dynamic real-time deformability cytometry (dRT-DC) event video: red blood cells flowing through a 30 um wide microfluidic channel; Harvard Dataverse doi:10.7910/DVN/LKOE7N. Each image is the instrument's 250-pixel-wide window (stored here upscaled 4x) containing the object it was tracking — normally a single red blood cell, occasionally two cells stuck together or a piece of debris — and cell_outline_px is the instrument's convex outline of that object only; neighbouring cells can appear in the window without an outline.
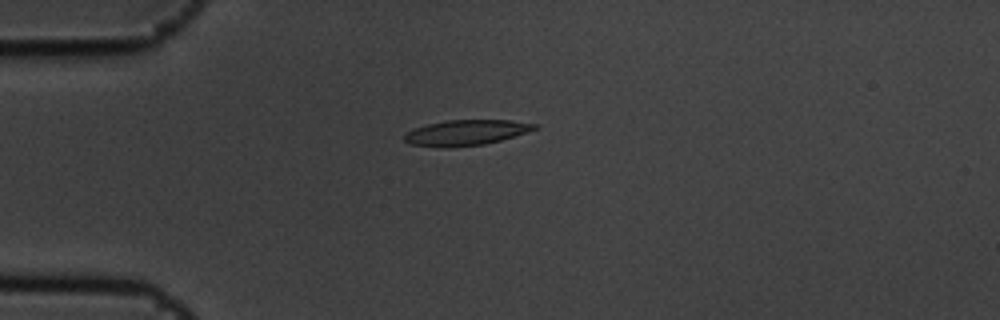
{"species": "common noctule bat (a hibernating species)", "species_latin": "Nyctalus noctula", "temperature_condition": "cold", "stored_images_in_passage": 15, "camera_frame_rate_fps": 3000, "um_per_image_px": 0.085, "animal": {"sex": "male", "body_mass_g": 19.5, "forearm_length_mm": 54.6}, "frame": {"image": 1, "passage_image": 4, "time_ms": 1.0, "image_size_px": [1000, 320], "cell_outline_px": [[540, 124], [536, 128], [500, 140], [484, 144], [448, 148], [408, 144], [404, 140], [404, 136], [408, 132], [416, 128], [428, 124], [444, 120], [512, 120]], "centroid_in_image_um": [39.59, 11.27], "position_along_channel_um": 45.4, "area_um2": 19.13}}
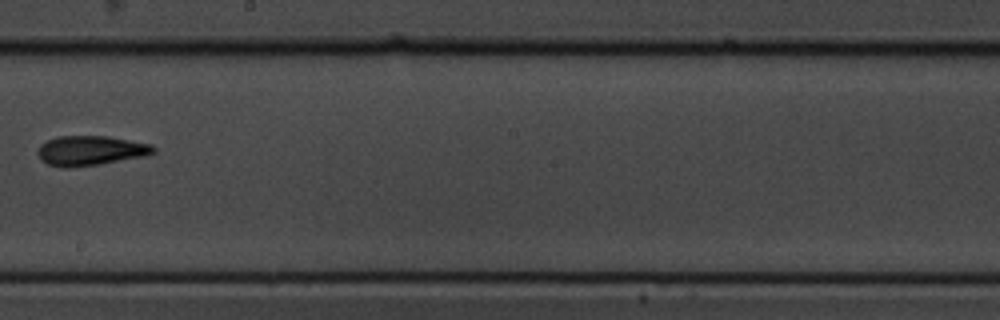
{"frame": {"image": 2, "passage_image": 9, "time_ms": 2.667, "image_size_px": [1000, 320], "cell_outline_px": [[156, 152], [144, 156], [100, 164], [72, 168], [64, 168], [48, 164], [40, 160], [36, 152], [40, 144], [56, 136], [108, 136], [152, 144], [156, 148]], "centroid_in_image_um": [7.67, 12.8], "position_along_channel_um": 240.5, "area_um2": 20.29}}
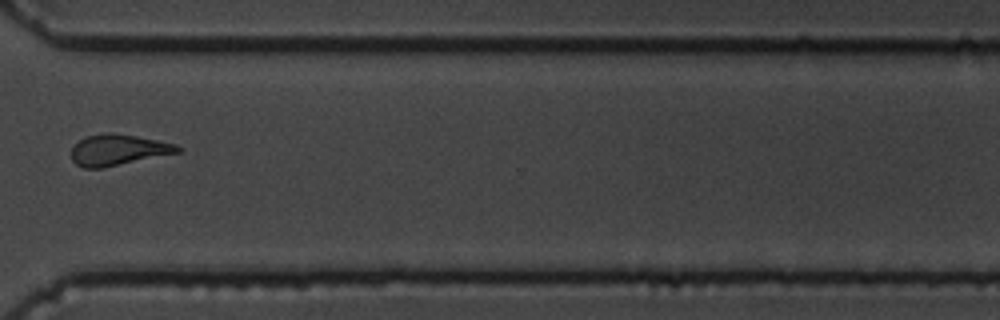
{"frame": {"image": 3, "passage_image": 12, "time_ms": 3.667, "image_size_px": [1000, 320], "cell_outline_px": [[184, 148], [180, 152], [104, 168], [84, 168], [76, 164], [72, 160], [72, 148], [80, 140], [88, 136], [104, 132], [112, 132], [136, 136], [176, 144]], "centroid_in_image_um": [10.06, 12.74], "position_along_channel_um": 360.5, "area_um2": 19.19}}